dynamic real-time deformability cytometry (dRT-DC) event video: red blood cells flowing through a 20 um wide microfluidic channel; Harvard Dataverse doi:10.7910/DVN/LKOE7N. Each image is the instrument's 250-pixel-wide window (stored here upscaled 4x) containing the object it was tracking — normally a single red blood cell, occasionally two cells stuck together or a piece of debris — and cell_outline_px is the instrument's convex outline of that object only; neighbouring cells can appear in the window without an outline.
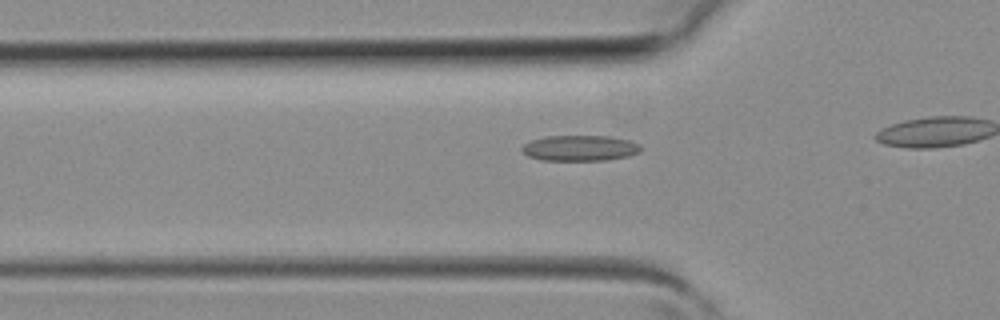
{"species": "common noctule bat (a hibernating species)", "species_latin": "Nyctalus noctula", "temperature_condition": "room temperature", "stored_images_in_passage": 5, "camera_frame_rate_fps": 3000, "um_per_image_px": 0.085, "animal": {"sex": "female", "body_mass_g": 19.3, "forearm_length_mm": 54.1}, "frame": {"image": 1, "passage_image": 5, "time_ms": 1.333, "image_size_px": [1000, 320], "cell_outline_px": [[644, 148], [640, 152], [628, 156], [608, 160], [540, 160], [528, 156], [520, 148], [524, 144], [532, 140], [548, 136], [608, 136], [632, 140], [640, 144]], "centroid_in_image_um": [49.35, 12.59], "position_along_channel_um": 76.4, "area_um2": 17.92}}